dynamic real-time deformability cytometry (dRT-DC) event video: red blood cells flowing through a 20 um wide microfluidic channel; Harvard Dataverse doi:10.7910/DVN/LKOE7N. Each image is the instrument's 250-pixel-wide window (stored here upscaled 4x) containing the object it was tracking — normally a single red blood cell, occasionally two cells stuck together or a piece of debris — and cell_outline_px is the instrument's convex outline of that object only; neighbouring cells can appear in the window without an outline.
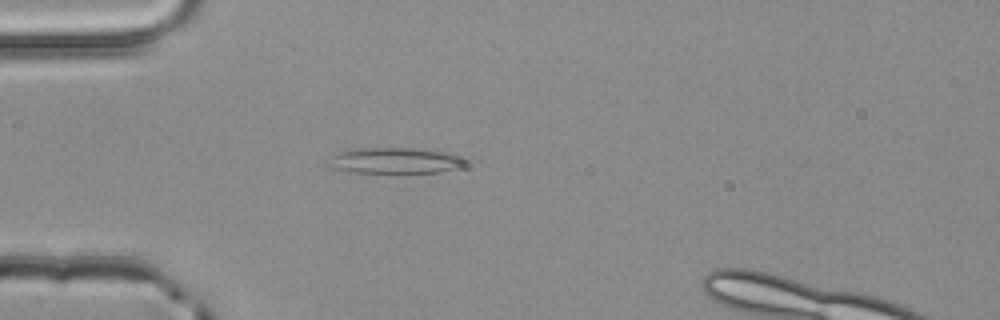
{"species": "common noctule bat (a hibernating species)", "species_latin": "Nyctalus noctula", "temperature_condition": "room temperature", "stored_images_in_passage": 3, "camera_frame_rate_fps": 3000, "um_per_image_px": 0.085, "animal": {"sex": "male", "body_mass_g": 20.4}, "frame": {"image": 1, "passage_image": 3, "time_ms": 0.667, "image_size_px": [1000, 320], "cell_outline_px": [[476, 160], [456, 168], [440, 172], [352, 172], [328, 168], [324, 164], [332, 156], [340, 152], [360, 148], [412, 148], [460, 152], [472, 156]], "centroid_in_image_um": [33.79, 13.63], "position_along_channel_um": 51.2, "area_um2": 21.62}}